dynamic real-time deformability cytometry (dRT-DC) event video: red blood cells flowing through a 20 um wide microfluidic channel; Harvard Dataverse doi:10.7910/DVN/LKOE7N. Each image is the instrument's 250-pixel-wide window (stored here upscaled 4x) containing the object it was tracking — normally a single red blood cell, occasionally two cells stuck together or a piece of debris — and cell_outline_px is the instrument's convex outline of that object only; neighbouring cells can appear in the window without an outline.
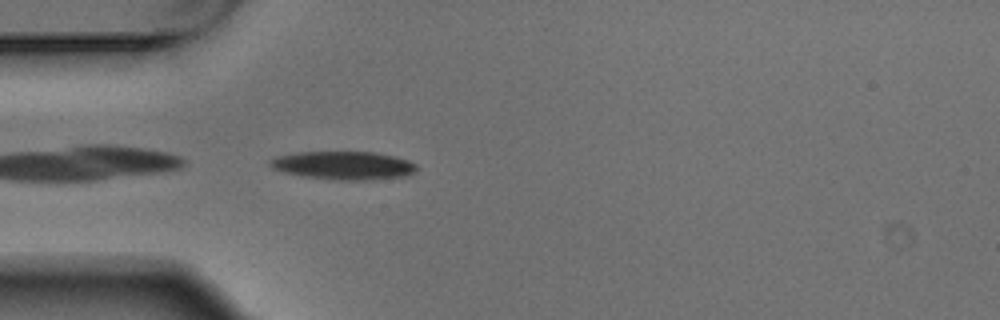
{"species": "Egyptian fruit bat (a non-hibernating species)", "species_latin": "Rousettus aegyptiacus", "temperature_condition": "warm", "stored_images_in_passage": 3, "camera_frame_rate_fps": 3000, "um_per_image_px": 0.085, "animal": {"sex": "male"}, "frame": {"image": 1, "passage_image": 3, "time_ms": 0.667, "image_size_px": [1000, 320], "cell_outline_px": [[416, 172], [404, 176], [368, 180], [340, 180], [300, 176], [284, 172], [272, 168], [268, 164], [268, 160], [280, 156], [296, 152], [376, 152], [396, 156], [408, 160], [416, 164]], "centroid_in_image_um": [29.2, 14.06], "position_along_channel_um": 55.8, "area_um2": 24.22}}